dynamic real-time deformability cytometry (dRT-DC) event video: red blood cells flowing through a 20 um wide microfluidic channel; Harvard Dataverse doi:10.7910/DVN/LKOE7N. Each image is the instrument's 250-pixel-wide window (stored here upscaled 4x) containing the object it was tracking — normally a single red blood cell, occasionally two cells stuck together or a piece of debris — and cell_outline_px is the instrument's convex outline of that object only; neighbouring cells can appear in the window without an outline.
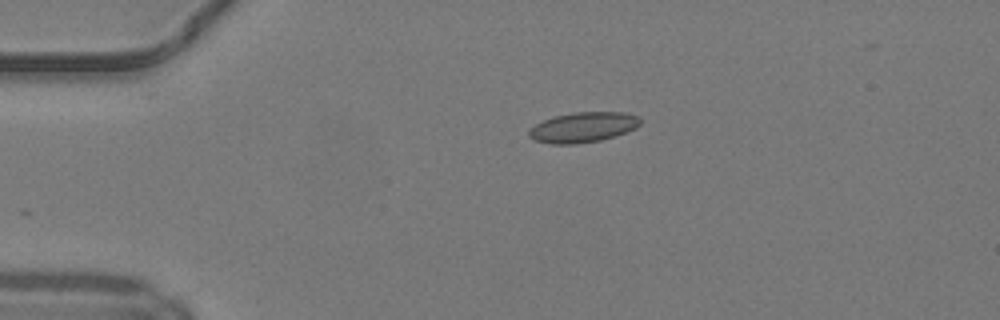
{"species": "common noctule bat (a hibernating species)", "species_latin": "Nyctalus noctula", "temperature_condition": "warm", "stored_images_in_passage": 31, "camera_frame_rate_fps": 3000, "um_per_image_px": 0.085, "animal": {"sex": "male", "body_mass_g": 19.2, "forearm_length_mm": 51.8}, "frame": {"image": 1, "passage_image": 1, "time_ms": 0.0, "image_size_px": [1000, 320], "cell_outline_px": [[640, 124], [636, 128], [616, 136], [600, 140], [576, 144], [552, 144], [532, 140], [528, 136], [528, 132], [536, 124], [544, 120], [556, 116], [576, 112], [624, 112], [640, 116]], "centroid_in_image_um": [49.58, 10.82], "position_along_channel_um": 35.4, "area_um2": 19.59}}
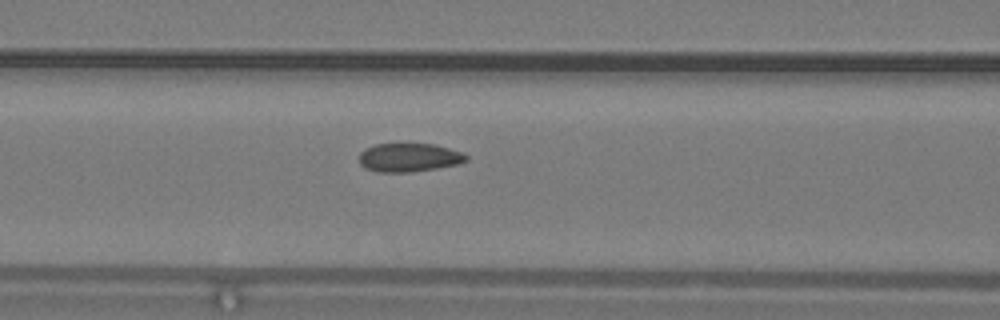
{"frame": {"image": 2, "passage_image": 11, "time_ms": 3.333, "image_size_px": [1000, 320], "cell_outline_px": [[468, 160], [456, 164], [436, 168], [412, 172], [376, 172], [364, 168], [360, 164], [360, 152], [364, 148], [376, 144], [436, 144], [464, 152], [468, 156]], "centroid_in_image_um": [34.77, 13.38], "position_along_channel_um": 131.8, "area_um2": 17.98}}
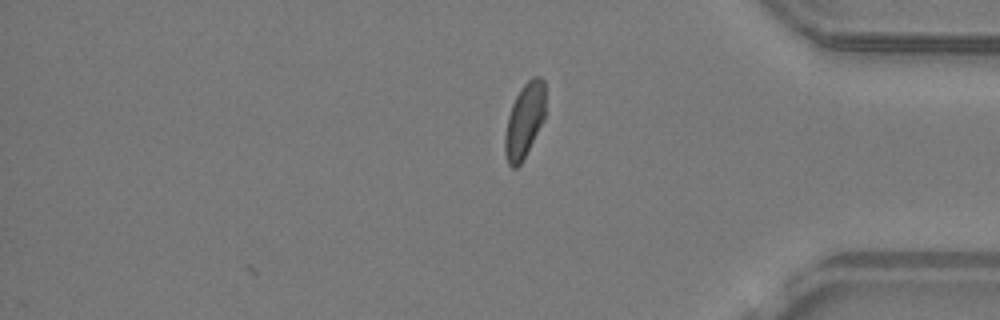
{"frame": {"image": 3, "passage_image": 31, "time_ms": 10.0, "image_size_px": [1000, 320], "cell_outline_px": [[544, 120], [520, 164], [516, 168], [512, 168], [508, 164], [504, 152], [504, 136], [508, 116], [512, 104], [516, 96], [524, 84], [532, 76], [540, 76], [544, 80]], "centroid_in_image_um": [44.56, 10.24], "position_along_channel_um": 390.6, "area_um2": 17.46}, "authors_computed_cell_mechanics": {"area_um2": 18.3804, "velocity_mm_per_s": 4.1866, "shape_relaxation_time_tau1_ms": 6.8757, "shape_relaxation_time_tau2_ms": 0.7072, "deformation_change_tau1": 0.1319, "deformation_change_tau2": 0.0564}}